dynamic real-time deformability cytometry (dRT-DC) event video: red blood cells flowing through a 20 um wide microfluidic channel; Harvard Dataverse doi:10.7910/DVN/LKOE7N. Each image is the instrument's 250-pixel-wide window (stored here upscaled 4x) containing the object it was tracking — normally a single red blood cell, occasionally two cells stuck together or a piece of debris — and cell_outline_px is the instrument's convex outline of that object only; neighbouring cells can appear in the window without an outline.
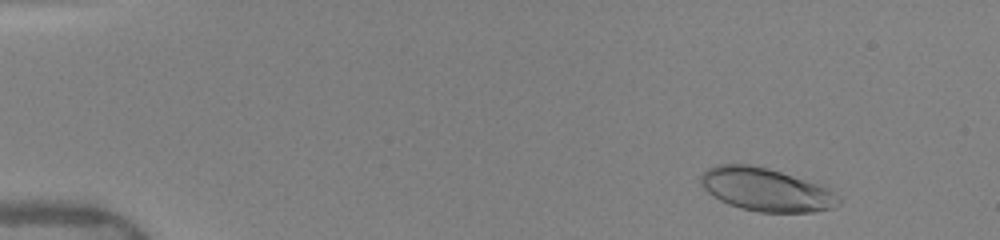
{"species": "human", "species_latin": "Homo sapiens", "temperature_condition": "warm", "stored_images_in_passage": 49, "camera_frame_rate_fps": 3000, "um_per_image_px": 0.085, "donor": {"sex": "female"}, "frame": {"image": 1, "passage_image": 4, "time_ms": 1.0, "image_size_px": [1000, 240], "cell_outline_px": [[840, 204], [832, 208], [812, 212], [760, 212], [740, 208], [728, 204], [720, 200], [708, 192], [700, 184], [700, 176], [708, 168], [716, 164], [752, 164], [768, 168], [828, 184], [840, 196]], "centroid_in_image_um": [65.2, 16.1], "position_along_channel_um": 19.8, "area_um2": 35.49}}
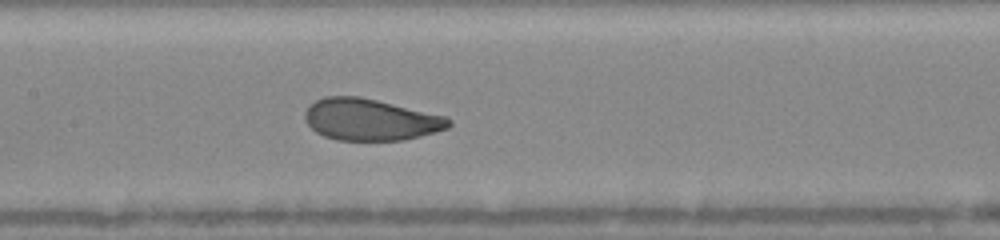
{"frame": {"image": 2, "passage_image": 24, "time_ms": 7.667, "image_size_px": [1000, 240], "cell_outline_px": [[452, 124], [448, 128], [436, 132], [404, 140], [336, 140], [324, 136], [316, 132], [304, 120], [304, 112], [308, 104], [324, 96], [360, 96], [448, 116], [452, 120]], "centroid_in_image_um": [31.49, 10.16], "position_along_channel_um": 175.9, "area_um2": 35.32}}
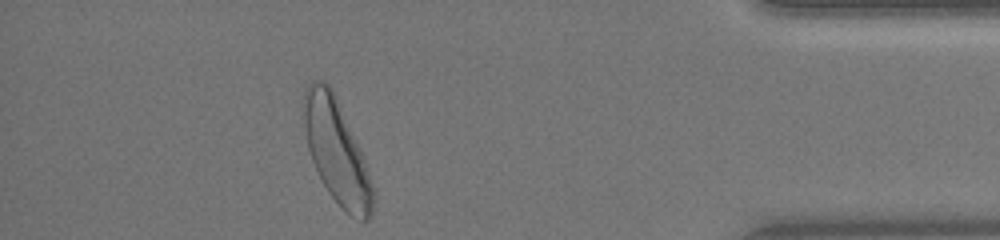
{"frame": {"image": 3, "passage_image": 44, "time_ms": 14.333, "image_size_px": [1000, 240], "cell_outline_px": [[372, 212], [368, 220], [364, 220], [352, 216], [344, 212], [328, 192], [312, 160], [308, 148], [304, 128], [304, 88], [312, 80], [324, 80], [332, 88], [336, 96], [364, 160], [372, 184]], "centroid_in_image_um": [28.58, 12.85], "position_along_channel_um": 406.6, "area_um2": 40.86}, "authors_computed_cell_mechanics": {"area_um2": 35.4892, "velocity_mm_per_s": 4.0171, "shape_relaxation_time_tau1_ms": 2.2924, "shape_relaxation_time_tau2_ms": 1.0916, "deformation_change_tau1": 0.145, "deformation_change_tau2": 0.0666}}